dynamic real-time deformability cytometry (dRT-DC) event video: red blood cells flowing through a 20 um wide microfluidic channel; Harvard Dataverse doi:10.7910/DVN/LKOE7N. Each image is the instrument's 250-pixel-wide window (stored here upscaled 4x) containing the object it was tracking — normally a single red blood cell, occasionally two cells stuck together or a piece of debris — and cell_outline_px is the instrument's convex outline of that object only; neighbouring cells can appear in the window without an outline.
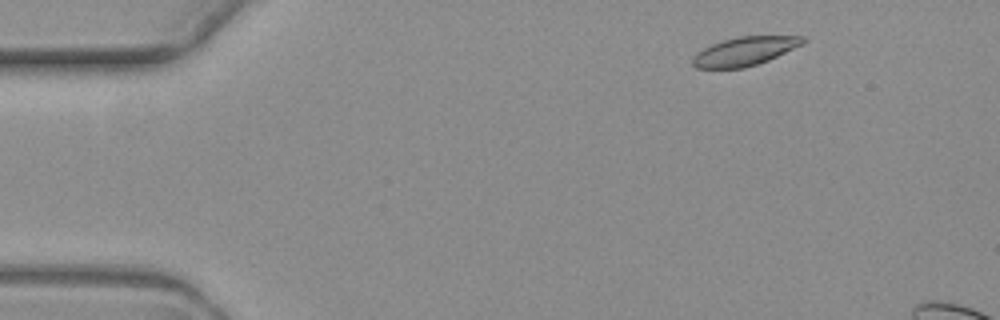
{"species": "common noctule bat (a hibernating species)", "species_latin": "Nyctalus noctula", "temperature_condition": "warm", "stored_images_in_passage": 4, "camera_frame_rate_fps": 3000, "um_per_image_px": 0.085, "animal": {"sex": "female", "body_mass_g": 19.3, "forearm_length_mm": 54.1}, "frame": {"image": 1, "passage_image": 2, "time_ms": 1.333, "image_size_px": [1000, 320], "cell_outline_px": [[804, 44], [768, 60], [744, 68], [696, 68], [692, 64], [692, 56], [696, 52], [712, 44], [724, 40], [740, 36], [804, 36]], "centroid_in_image_um": [63.28, 4.36], "position_along_channel_um": 21.7, "area_um2": 18.32}}